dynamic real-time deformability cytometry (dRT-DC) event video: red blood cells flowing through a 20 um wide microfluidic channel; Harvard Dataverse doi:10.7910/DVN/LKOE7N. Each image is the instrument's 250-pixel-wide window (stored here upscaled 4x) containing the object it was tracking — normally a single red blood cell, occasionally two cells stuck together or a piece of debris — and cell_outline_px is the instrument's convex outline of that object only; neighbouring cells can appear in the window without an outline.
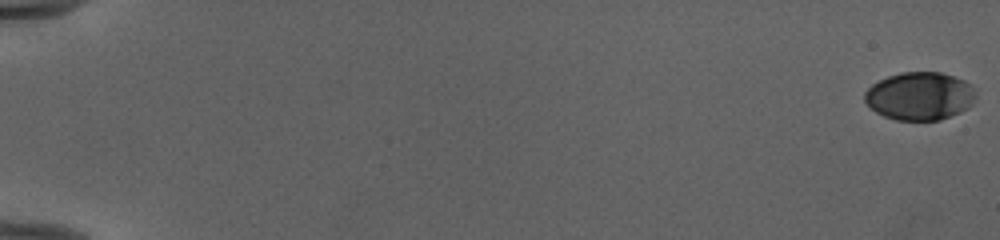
{"species": "human", "species_latin": "Homo sapiens", "temperature_condition": "cold", "stored_images_in_passage": 54, "camera_frame_rate_fps": 3000, "um_per_image_px": 0.085, "donor": {"sex": "female"}, "frame": {"image": 1, "passage_image": 1, "time_ms": 0.0, "image_size_px": [1000, 240], "cell_outline_px": [[976, 96], [972, 104], [968, 108], [960, 112], [940, 120], [896, 120], [884, 116], [876, 112], [864, 100], [864, 92], [872, 84], [888, 76], [900, 72], [940, 72], [964, 80], [972, 88]], "centroid_in_image_um": [78.16, 8.17], "position_along_channel_um": 6.8, "area_um2": 30.98}}
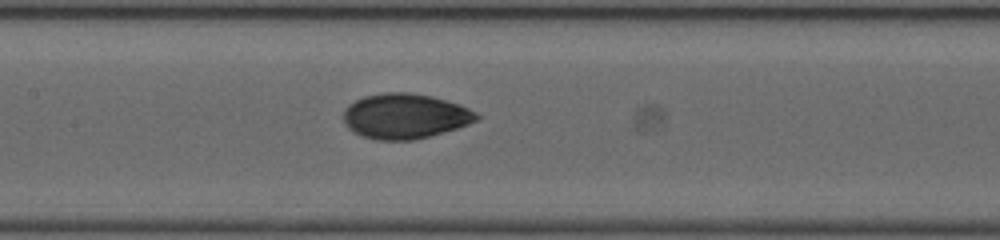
{"frame": {"image": 2, "passage_image": 29, "time_ms": 9.333, "image_size_px": [1000, 240], "cell_outline_px": [[480, 116], [476, 120], [468, 124], [444, 132], [412, 140], [376, 140], [364, 136], [348, 128], [344, 124], [344, 108], [348, 104], [364, 96], [384, 92], [408, 92], [432, 96], [460, 104], [476, 112]], "centroid_in_image_um": [34.41, 9.86], "position_along_channel_um": 173.0, "area_um2": 34.91}}
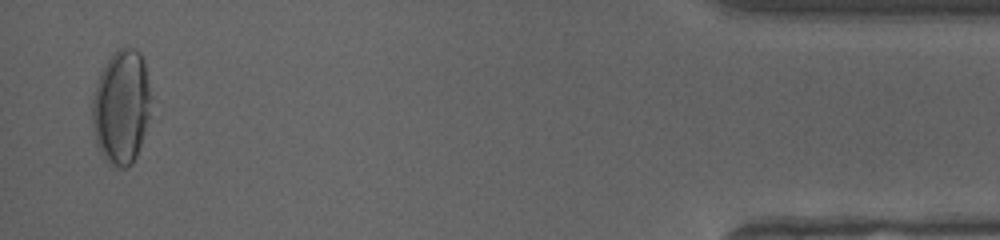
{"frame": {"image": 3, "passage_image": 53, "time_ms": 17.333, "image_size_px": [1000, 240], "cell_outline_px": [[148, 116], [144, 132], [136, 156], [132, 164], [124, 168], [112, 168], [104, 160], [96, 144], [92, 124], [92, 100], [96, 84], [100, 72], [104, 64], [120, 48], [136, 48], [140, 52], [144, 60], [148, 84]], "centroid_in_image_um": [10.27, 9.14], "position_along_channel_um": 424.9, "area_um2": 38.78}, "authors_computed_cell_mechanics": {"area_um2": 33.4084, "velocity_mm_per_s": 3.9976, "shape_relaxation_time_tau1_ms": 4.6905, "shape_relaxation_time_tau2_ms": 1.1241, "deformation_change_tau1": 0.166, "deformation_change_tau2": 0.0416}}